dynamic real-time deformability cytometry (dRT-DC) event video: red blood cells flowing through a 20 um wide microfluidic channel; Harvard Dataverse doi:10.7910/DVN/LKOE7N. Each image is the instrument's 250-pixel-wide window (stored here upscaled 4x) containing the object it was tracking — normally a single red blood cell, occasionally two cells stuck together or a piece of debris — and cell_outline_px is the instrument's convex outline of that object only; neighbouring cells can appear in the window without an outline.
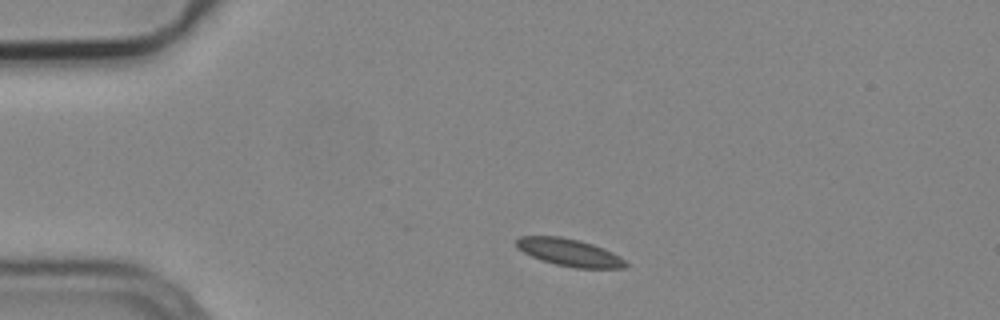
{"species": "common noctule bat (a hibernating species)", "species_latin": "Nyctalus noctula", "temperature_condition": "cold", "stored_images_in_passage": 9, "camera_frame_rate_fps": 3000, "um_per_image_px": 0.085, "animal": {"sex": "male", "body_mass_g": 19.2, "forearm_length_mm": 51.8}, "frame": {"image": 1, "passage_image": 1, "time_ms": 0.0, "image_size_px": [1000, 320], "cell_outline_px": [[628, 264], [624, 268], [572, 268], [556, 264], [532, 256], [516, 248], [516, 240], [520, 236], [560, 236], [580, 240], [592, 244], [612, 252], [620, 256]], "centroid_in_image_um": [48.39, 21.45], "position_along_channel_um": 36.6, "area_um2": 17.34}}
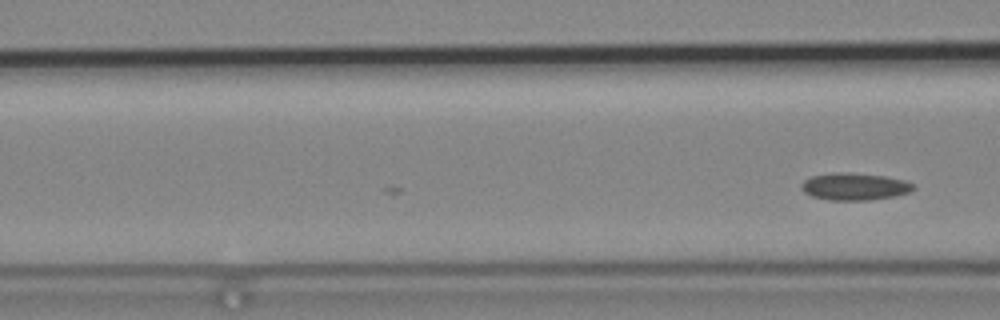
{"frame": {"image": 2, "passage_image": 9, "time_ms": 2.667, "image_size_px": [1000, 320], "cell_outline_px": [[916, 188], [908, 192], [896, 196], [872, 200], [828, 200], [812, 196], [804, 192], [800, 188], [800, 184], [804, 180], [812, 176], [832, 172], [844, 172], [884, 176], [904, 180], [916, 184]], "centroid_in_image_um": [72.64, 15.86], "position_along_channel_um": 94.0, "area_um2": 17.92}}